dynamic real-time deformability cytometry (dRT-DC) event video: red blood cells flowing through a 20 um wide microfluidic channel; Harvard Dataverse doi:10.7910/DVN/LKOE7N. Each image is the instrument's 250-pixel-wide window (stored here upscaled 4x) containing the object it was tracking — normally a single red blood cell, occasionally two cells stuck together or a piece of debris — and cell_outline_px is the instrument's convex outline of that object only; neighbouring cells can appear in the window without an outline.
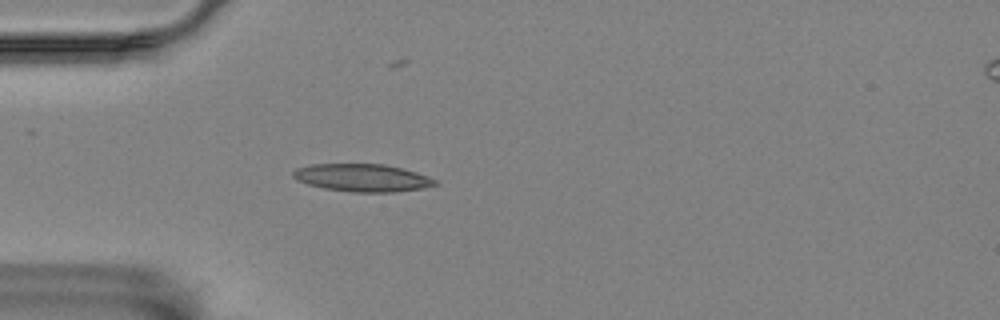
{"species": "Egyptian fruit bat (a non-hibernating species)", "species_latin": "Rousettus aegyptiacus", "temperature_condition": "room temperature", "stored_images_in_passage": 5, "camera_frame_rate_fps": 3000, "um_per_image_px": 0.085, "animal": {"sex": "female"}, "frame": {"image": 1, "passage_image": 4, "time_ms": 4.333, "image_size_px": [1000, 320], "cell_outline_px": [[440, 184], [424, 188], [396, 192], [352, 192], [324, 188], [308, 184], [296, 180], [292, 176], [292, 172], [296, 168], [312, 164], [384, 164], [416, 172], [428, 176], [436, 180]], "centroid_in_image_um": [30.81, 15.11], "position_along_channel_um": 54.2, "area_um2": 22.95}}